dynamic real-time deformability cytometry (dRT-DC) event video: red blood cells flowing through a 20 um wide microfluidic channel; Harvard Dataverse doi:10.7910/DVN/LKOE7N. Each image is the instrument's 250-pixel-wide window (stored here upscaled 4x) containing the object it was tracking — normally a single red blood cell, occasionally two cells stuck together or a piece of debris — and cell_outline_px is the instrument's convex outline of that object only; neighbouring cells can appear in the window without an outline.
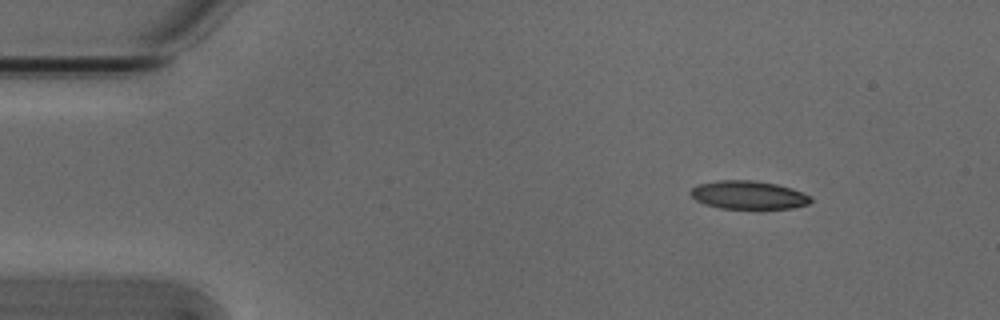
{"species": "Egyptian fruit bat (a non-hibernating species)", "species_latin": "Rousettus aegyptiacus", "temperature_condition": "cold", "stored_images_in_passage": 4, "camera_frame_rate_fps": 3000, "um_per_image_px": 0.085, "animal": {"sex": "male"}, "frame": {"image": 1, "passage_image": 2, "time_ms": 0.333, "image_size_px": [1000, 320], "cell_outline_px": [[812, 200], [808, 204], [792, 208], [720, 208], [704, 204], [696, 200], [688, 192], [692, 188], [700, 184], [716, 180], [756, 180], [776, 184], [792, 188], [812, 196]], "centroid_in_image_um": [63.62, 16.56], "position_along_channel_um": 21.4, "area_um2": 19.83}}
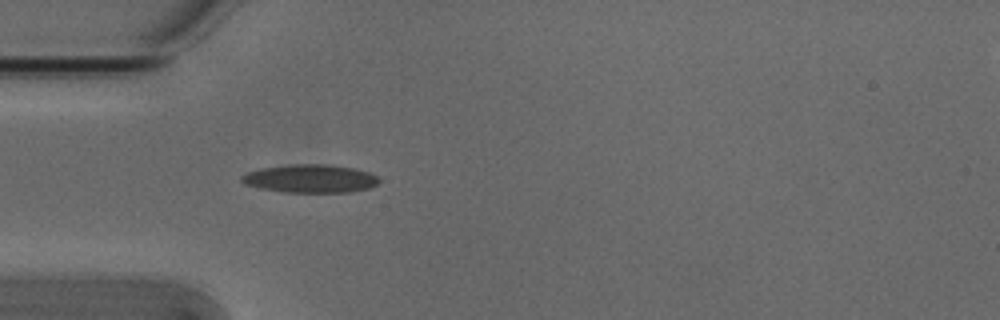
{"frame": {"image": 2, "passage_image": 4, "time_ms": 1.0, "image_size_px": [1000, 320], "cell_outline_px": [[380, 180], [376, 184], [368, 188], [348, 192], [280, 192], [260, 188], [244, 184], [240, 180], [240, 176], [248, 172], [260, 168], [292, 164], [324, 164], [356, 168], [368, 172], [376, 176]], "centroid_in_image_um": [26.33, 15.18], "position_along_channel_um": 58.7, "area_um2": 22.6}}